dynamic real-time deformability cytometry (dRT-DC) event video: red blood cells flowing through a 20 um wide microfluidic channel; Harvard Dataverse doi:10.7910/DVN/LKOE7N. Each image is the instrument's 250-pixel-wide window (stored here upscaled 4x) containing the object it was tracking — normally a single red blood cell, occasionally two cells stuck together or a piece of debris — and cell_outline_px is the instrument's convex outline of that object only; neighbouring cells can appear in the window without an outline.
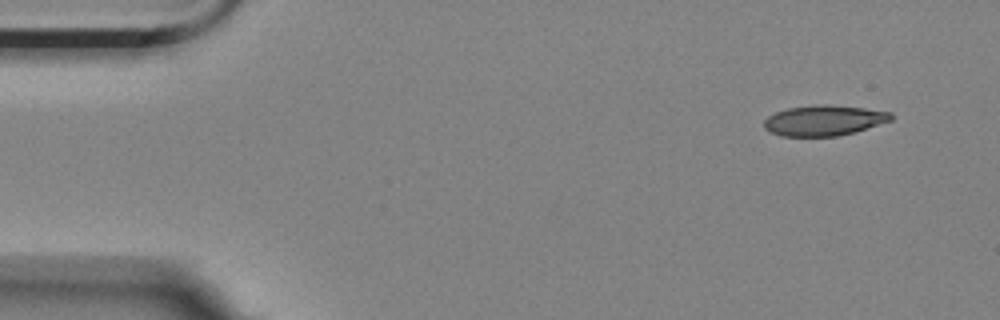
{"species": "Egyptian fruit bat (a non-hibernating species)", "species_latin": "Rousettus aegyptiacus", "temperature_condition": "room temperature", "stored_images_in_passage": 53, "camera_frame_rate_fps": 3000, "um_per_image_px": 0.085, "animal": {"sex": "female"}, "frame": {"image": 1, "passage_image": 1, "time_ms": 0.0, "image_size_px": [1000, 320], "cell_outline_px": [[892, 120], [856, 132], [836, 136], [780, 136], [764, 128], [764, 120], [768, 116], [776, 112], [788, 108], [824, 104], [864, 108], [892, 112]], "centroid_in_image_um": [70.05, 10.24], "position_along_channel_um": 15.0, "area_um2": 22.43}}
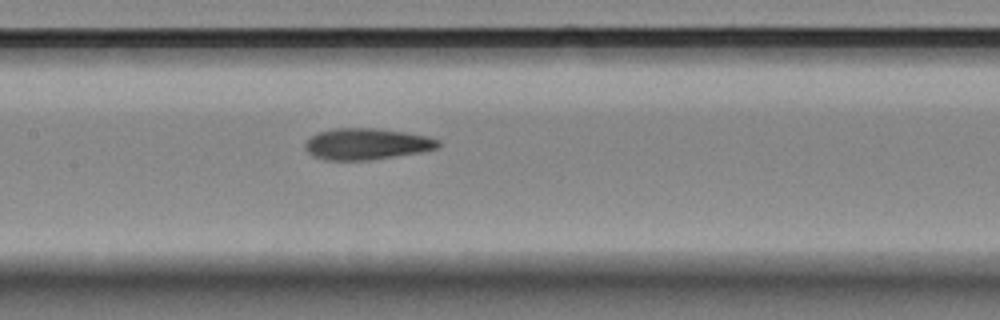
{"frame": {"image": 2, "passage_image": 23, "time_ms": 7.333, "image_size_px": [1000, 320], "cell_outline_px": [[440, 148], [420, 152], [368, 160], [324, 160], [312, 156], [304, 148], [304, 144], [312, 136], [320, 132], [332, 128], [372, 128], [404, 132], [424, 136], [440, 140]], "centroid_in_image_um": [31.14, 12.24], "position_along_channel_um": 176.3, "area_um2": 24.16}}
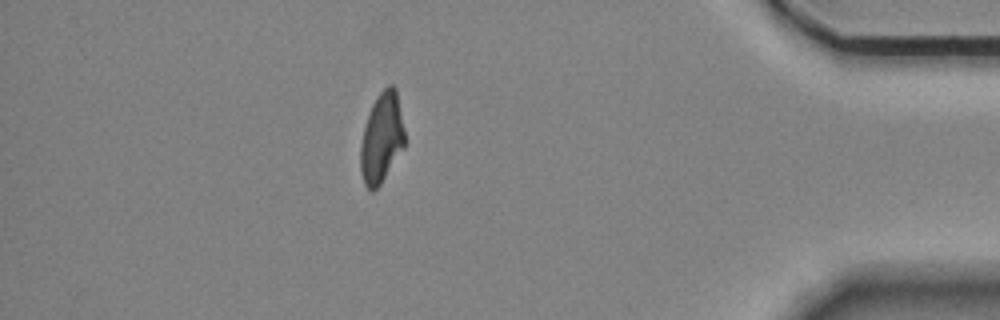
{"frame": {"image": 3, "passage_image": 46, "time_ms": 15.0, "image_size_px": [1000, 320], "cell_outline_px": [[404, 148], [380, 184], [372, 192], [364, 184], [360, 172], [360, 144], [364, 128], [372, 104], [376, 96], [388, 84], [392, 84], [396, 88], [404, 128]], "centroid_in_image_um": [32.43, 11.72], "position_along_channel_um": 402.8, "area_um2": 23.18}, "authors_computed_cell_mechanics": {"area_um2": 24.1604, "velocity_mm_per_s": 3.5059, "shape_relaxation_time_tau1_ms": 11.3821, "shape_relaxation_time_tau2_ms": 2.9283, "deformation_change_tau1": 0.2553, "deformation_change_tau2": 0.1016}}